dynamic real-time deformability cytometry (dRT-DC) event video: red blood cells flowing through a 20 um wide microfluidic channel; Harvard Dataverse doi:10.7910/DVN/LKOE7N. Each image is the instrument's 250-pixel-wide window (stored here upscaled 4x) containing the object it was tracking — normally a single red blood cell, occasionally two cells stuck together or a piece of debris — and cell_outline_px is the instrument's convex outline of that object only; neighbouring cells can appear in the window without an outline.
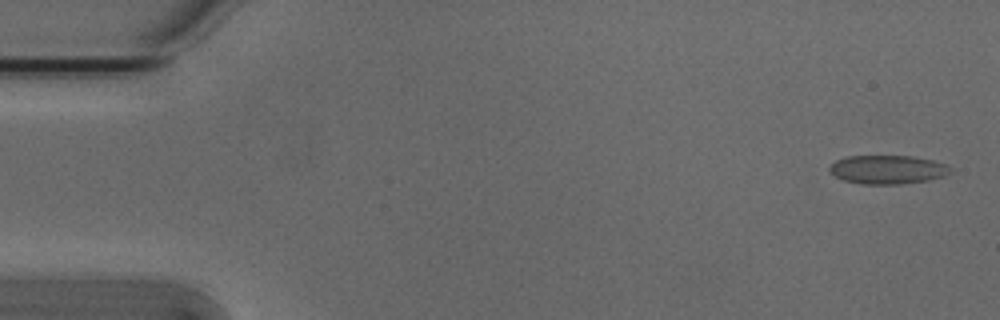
{"species": "Egyptian fruit bat (a non-hibernating species)", "species_latin": "Rousettus aegyptiacus", "temperature_condition": "cold", "stored_images_in_passage": 5, "camera_frame_rate_fps": 3000, "um_per_image_px": 0.085, "animal": {"sex": "male"}, "frame": {"image": 1, "passage_image": 1, "time_ms": 0.0, "image_size_px": [1000, 320], "cell_outline_px": [[952, 172], [944, 176], [928, 180], [900, 184], [864, 184], [844, 180], [836, 176], [828, 168], [836, 160], [848, 156], [912, 156], [932, 160], [944, 164], [952, 168]], "centroid_in_image_um": [75.47, 14.41], "position_along_channel_um": 9.5, "area_um2": 20.06}}
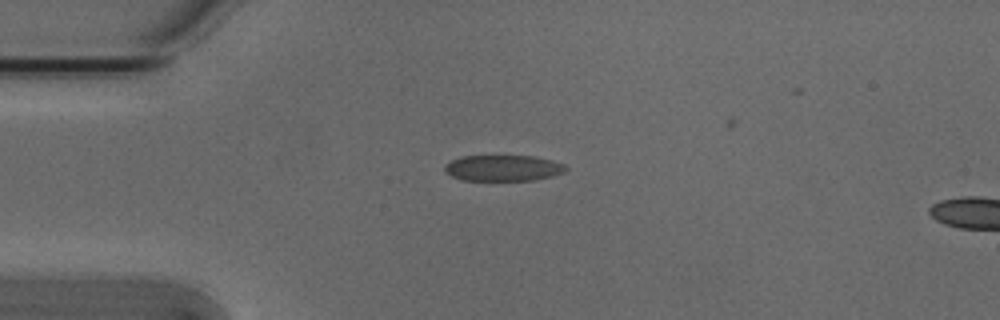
{"frame": {"image": 2, "passage_image": 4, "time_ms": 1.0, "image_size_px": [1000, 320], "cell_outline_px": [[568, 168], [564, 172], [552, 176], [532, 180], [460, 180], [444, 172], [444, 164], [460, 156], [532, 156], [564, 164]], "centroid_in_image_um": [42.71, 14.28], "position_along_channel_um": 42.3, "area_um2": 18.26}}